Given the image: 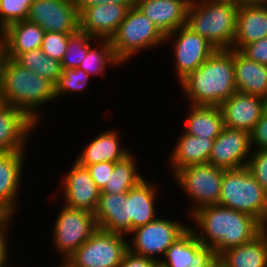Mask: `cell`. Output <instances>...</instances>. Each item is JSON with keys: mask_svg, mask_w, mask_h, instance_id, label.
I'll return each mask as SVG.
<instances>
[{"mask_svg": "<svg viewBox=\"0 0 267 267\" xmlns=\"http://www.w3.org/2000/svg\"><path fill=\"white\" fill-rule=\"evenodd\" d=\"M191 219L195 227L189 228L202 245L213 248L217 256L252 241L265 229L252 215L218 204L198 209Z\"/></svg>", "mask_w": 267, "mask_h": 267, "instance_id": "1", "label": "cell"}, {"mask_svg": "<svg viewBox=\"0 0 267 267\" xmlns=\"http://www.w3.org/2000/svg\"><path fill=\"white\" fill-rule=\"evenodd\" d=\"M179 86L190 105L220 106L237 91L234 49H217Z\"/></svg>", "mask_w": 267, "mask_h": 267, "instance_id": "2", "label": "cell"}, {"mask_svg": "<svg viewBox=\"0 0 267 267\" xmlns=\"http://www.w3.org/2000/svg\"><path fill=\"white\" fill-rule=\"evenodd\" d=\"M0 95L6 103L40 123L38 107L56 100L55 85L0 53Z\"/></svg>", "mask_w": 267, "mask_h": 267, "instance_id": "3", "label": "cell"}, {"mask_svg": "<svg viewBox=\"0 0 267 267\" xmlns=\"http://www.w3.org/2000/svg\"><path fill=\"white\" fill-rule=\"evenodd\" d=\"M238 9L231 1L191 0L186 26L217 49H233Z\"/></svg>", "mask_w": 267, "mask_h": 267, "instance_id": "4", "label": "cell"}, {"mask_svg": "<svg viewBox=\"0 0 267 267\" xmlns=\"http://www.w3.org/2000/svg\"><path fill=\"white\" fill-rule=\"evenodd\" d=\"M218 205L250 214L267 228V192L247 166L224 171Z\"/></svg>", "mask_w": 267, "mask_h": 267, "instance_id": "5", "label": "cell"}, {"mask_svg": "<svg viewBox=\"0 0 267 267\" xmlns=\"http://www.w3.org/2000/svg\"><path fill=\"white\" fill-rule=\"evenodd\" d=\"M110 43L117 58L126 64L139 52L165 45V35L134 5L111 37Z\"/></svg>", "mask_w": 267, "mask_h": 267, "instance_id": "6", "label": "cell"}, {"mask_svg": "<svg viewBox=\"0 0 267 267\" xmlns=\"http://www.w3.org/2000/svg\"><path fill=\"white\" fill-rule=\"evenodd\" d=\"M224 171L204 163L183 167L172 176L186 197L193 201L188 217L200 208L218 204Z\"/></svg>", "mask_w": 267, "mask_h": 267, "instance_id": "7", "label": "cell"}, {"mask_svg": "<svg viewBox=\"0 0 267 267\" xmlns=\"http://www.w3.org/2000/svg\"><path fill=\"white\" fill-rule=\"evenodd\" d=\"M177 220L157 218L148 224L132 230L128 235V250L136 255L148 257L160 262L167 249L188 229ZM157 256V257H156Z\"/></svg>", "mask_w": 267, "mask_h": 267, "instance_id": "8", "label": "cell"}, {"mask_svg": "<svg viewBox=\"0 0 267 267\" xmlns=\"http://www.w3.org/2000/svg\"><path fill=\"white\" fill-rule=\"evenodd\" d=\"M127 239L126 235L97 228L68 259L76 267H118L128 251Z\"/></svg>", "mask_w": 267, "mask_h": 267, "instance_id": "9", "label": "cell"}, {"mask_svg": "<svg viewBox=\"0 0 267 267\" xmlns=\"http://www.w3.org/2000/svg\"><path fill=\"white\" fill-rule=\"evenodd\" d=\"M52 233L53 247L61 258L70 257L97 229L94 214L90 211L63 204L56 215Z\"/></svg>", "mask_w": 267, "mask_h": 267, "instance_id": "10", "label": "cell"}, {"mask_svg": "<svg viewBox=\"0 0 267 267\" xmlns=\"http://www.w3.org/2000/svg\"><path fill=\"white\" fill-rule=\"evenodd\" d=\"M172 41L176 76L179 83L202 65L217 48L206 38L193 32L186 25L165 36V43ZM168 39V40H167Z\"/></svg>", "mask_w": 267, "mask_h": 267, "instance_id": "11", "label": "cell"}, {"mask_svg": "<svg viewBox=\"0 0 267 267\" xmlns=\"http://www.w3.org/2000/svg\"><path fill=\"white\" fill-rule=\"evenodd\" d=\"M27 20L45 32L75 33L80 29L75 0H34Z\"/></svg>", "mask_w": 267, "mask_h": 267, "instance_id": "12", "label": "cell"}, {"mask_svg": "<svg viewBox=\"0 0 267 267\" xmlns=\"http://www.w3.org/2000/svg\"><path fill=\"white\" fill-rule=\"evenodd\" d=\"M252 150L249 132L224 126L214 140L209 163L225 170L245 167Z\"/></svg>", "mask_w": 267, "mask_h": 267, "instance_id": "13", "label": "cell"}, {"mask_svg": "<svg viewBox=\"0 0 267 267\" xmlns=\"http://www.w3.org/2000/svg\"><path fill=\"white\" fill-rule=\"evenodd\" d=\"M60 182L59 192H63L64 205L94 213L101 190L96 186L87 167L76 161Z\"/></svg>", "mask_w": 267, "mask_h": 267, "instance_id": "14", "label": "cell"}, {"mask_svg": "<svg viewBox=\"0 0 267 267\" xmlns=\"http://www.w3.org/2000/svg\"><path fill=\"white\" fill-rule=\"evenodd\" d=\"M216 257L213 248L203 246L189 228L167 249L160 263L165 267H209Z\"/></svg>", "mask_w": 267, "mask_h": 267, "instance_id": "15", "label": "cell"}, {"mask_svg": "<svg viewBox=\"0 0 267 267\" xmlns=\"http://www.w3.org/2000/svg\"><path fill=\"white\" fill-rule=\"evenodd\" d=\"M219 107L225 127L250 133L264 115V98L236 91Z\"/></svg>", "mask_w": 267, "mask_h": 267, "instance_id": "16", "label": "cell"}, {"mask_svg": "<svg viewBox=\"0 0 267 267\" xmlns=\"http://www.w3.org/2000/svg\"><path fill=\"white\" fill-rule=\"evenodd\" d=\"M36 125L23 111L2 103L0 105V152H27L29 134L36 130Z\"/></svg>", "mask_w": 267, "mask_h": 267, "instance_id": "17", "label": "cell"}, {"mask_svg": "<svg viewBox=\"0 0 267 267\" xmlns=\"http://www.w3.org/2000/svg\"><path fill=\"white\" fill-rule=\"evenodd\" d=\"M25 151L0 152V208L13 220L18 213Z\"/></svg>", "mask_w": 267, "mask_h": 267, "instance_id": "18", "label": "cell"}, {"mask_svg": "<svg viewBox=\"0 0 267 267\" xmlns=\"http://www.w3.org/2000/svg\"><path fill=\"white\" fill-rule=\"evenodd\" d=\"M129 9L127 5L113 3L88 7L79 15L80 30L99 40H110Z\"/></svg>", "mask_w": 267, "mask_h": 267, "instance_id": "19", "label": "cell"}, {"mask_svg": "<svg viewBox=\"0 0 267 267\" xmlns=\"http://www.w3.org/2000/svg\"><path fill=\"white\" fill-rule=\"evenodd\" d=\"M191 0H135V6L166 36L186 25Z\"/></svg>", "mask_w": 267, "mask_h": 267, "instance_id": "20", "label": "cell"}, {"mask_svg": "<svg viewBox=\"0 0 267 267\" xmlns=\"http://www.w3.org/2000/svg\"><path fill=\"white\" fill-rule=\"evenodd\" d=\"M94 218L97 228L126 236L131 232L128 209V192L123 194L100 193Z\"/></svg>", "mask_w": 267, "mask_h": 267, "instance_id": "21", "label": "cell"}, {"mask_svg": "<svg viewBox=\"0 0 267 267\" xmlns=\"http://www.w3.org/2000/svg\"><path fill=\"white\" fill-rule=\"evenodd\" d=\"M44 34L45 30L31 21L13 23L0 32V53L14 59L19 53L40 49Z\"/></svg>", "mask_w": 267, "mask_h": 267, "instance_id": "22", "label": "cell"}, {"mask_svg": "<svg viewBox=\"0 0 267 267\" xmlns=\"http://www.w3.org/2000/svg\"><path fill=\"white\" fill-rule=\"evenodd\" d=\"M118 130L110 129L98 133L91 142L86 144L75 161L82 167L102 162H118L128 156L131 151L121 145Z\"/></svg>", "mask_w": 267, "mask_h": 267, "instance_id": "23", "label": "cell"}, {"mask_svg": "<svg viewBox=\"0 0 267 267\" xmlns=\"http://www.w3.org/2000/svg\"><path fill=\"white\" fill-rule=\"evenodd\" d=\"M267 37V4L239 6L233 49Z\"/></svg>", "mask_w": 267, "mask_h": 267, "instance_id": "24", "label": "cell"}, {"mask_svg": "<svg viewBox=\"0 0 267 267\" xmlns=\"http://www.w3.org/2000/svg\"><path fill=\"white\" fill-rule=\"evenodd\" d=\"M214 140L215 138H199L182 132L169 159L172 176L183 167L209 163Z\"/></svg>", "mask_w": 267, "mask_h": 267, "instance_id": "25", "label": "cell"}, {"mask_svg": "<svg viewBox=\"0 0 267 267\" xmlns=\"http://www.w3.org/2000/svg\"><path fill=\"white\" fill-rule=\"evenodd\" d=\"M234 75L237 91L267 98V65L252 61L234 49Z\"/></svg>", "mask_w": 267, "mask_h": 267, "instance_id": "26", "label": "cell"}, {"mask_svg": "<svg viewBox=\"0 0 267 267\" xmlns=\"http://www.w3.org/2000/svg\"><path fill=\"white\" fill-rule=\"evenodd\" d=\"M157 185L142 180L128 191V209L131 217V231L154 221L158 217L155 201L157 200Z\"/></svg>", "mask_w": 267, "mask_h": 267, "instance_id": "27", "label": "cell"}, {"mask_svg": "<svg viewBox=\"0 0 267 267\" xmlns=\"http://www.w3.org/2000/svg\"><path fill=\"white\" fill-rule=\"evenodd\" d=\"M184 132L199 138H216L224 127L219 106H193L188 108Z\"/></svg>", "mask_w": 267, "mask_h": 267, "instance_id": "28", "label": "cell"}, {"mask_svg": "<svg viewBox=\"0 0 267 267\" xmlns=\"http://www.w3.org/2000/svg\"><path fill=\"white\" fill-rule=\"evenodd\" d=\"M219 257L228 267H267V228L252 241L227 249Z\"/></svg>", "mask_w": 267, "mask_h": 267, "instance_id": "29", "label": "cell"}, {"mask_svg": "<svg viewBox=\"0 0 267 267\" xmlns=\"http://www.w3.org/2000/svg\"><path fill=\"white\" fill-rule=\"evenodd\" d=\"M136 160L130 153L123 160L115 162L109 181L100 193L123 194L137 186L145 178L138 172Z\"/></svg>", "mask_w": 267, "mask_h": 267, "instance_id": "30", "label": "cell"}, {"mask_svg": "<svg viewBox=\"0 0 267 267\" xmlns=\"http://www.w3.org/2000/svg\"><path fill=\"white\" fill-rule=\"evenodd\" d=\"M13 60L54 85L63 71L61 62L50 58L41 49L19 53Z\"/></svg>", "mask_w": 267, "mask_h": 267, "instance_id": "31", "label": "cell"}, {"mask_svg": "<svg viewBox=\"0 0 267 267\" xmlns=\"http://www.w3.org/2000/svg\"><path fill=\"white\" fill-rule=\"evenodd\" d=\"M96 44V47L88 50L79 68L89 76L101 74L102 77H105L104 73L109 65L119 67L123 63L117 58L110 40H98Z\"/></svg>", "mask_w": 267, "mask_h": 267, "instance_id": "32", "label": "cell"}, {"mask_svg": "<svg viewBox=\"0 0 267 267\" xmlns=\"http://www.w3.org/2000/svg\"><path fill=\"white\" fill-rule=\"evenodd\" d=\"M98 40L80 29L71 34L64 58L61 61L62 68H78L88 50L92 47L90 42L96 43Z\"/></svg>", "mask_w": 267, "mask_h": 267, "instance_id": "33", "label": "cell"}, {"mask_svg": "<svg viewBox=\"0 0 267 267\" xmlns=\"http://www.w3.org/2000/svg\"><path fill=\"white\" fill-rule=\"evenodd\" d=\"M89 78H91L82 69L78 68H63L62 74L59 76L57 83L55 84V96L57 98L63 97L67 94L87 93L89 84Z\"/></svg>", "mask_w": 267, "mask_h": 267, "instance_id": "34", "label": "cell"}, {"mask_svg": "<svg viewBox=\"0 0 267 267\" xmlns=\"http://www.w3.org/2000/svg\"><path fill=\"white\" fill-rule=\"evenodd\" d=\"M34 0H0V32L7 26L27 20Z\"/></svg>", "mask_w": 267, "mask_h": 267, "instance_id": "35", "label": "cell"}, {"mask_svg": "<svg viewBox=\"0 0 267 267\" xmlns=\"http://www.w3.org/2000/svg\"><path fill=\"white\" fill-rule=\"evenodd\" d=\"M71 34L73 33L45 32L40 49L50 58L61 62Z\"/></svg>", "mask_w": 267, "mask_h": 267, "instance_id": "36", "label": "cell"}, {"mask_svg": "<svg viewBox=\"0 0 267 267\" xmlns=\"http://www.w3.org/2000/svg\"><path fill=\"white\" fill-rule=\"evenodd\" d=\"M247 167L267 192V149H253Z\"/></svg>", "mask_w": 267, "mask_h": 267, "instance_id": "37", "label": "cell"}, {"mask_svg": "<svg viewBox=\"0 0 267 267\" xmlns=\"http://www.w3.org/2000/svg\"><path fill=\"white\" fill-rule=\"evenodd\" d=\"M240 52L252 61L267 65V37L245 45Z\"/></svg>", "mask_w": 267, "mask_h": 267, "instance_id": "38", "label": "cell"}, {"mask_svg": "<svg viewBox=\"0 0 267 267\" xmlns=\"http://www.w3.org/2000/svg\"><path fill=\"white\" fill-rule=\"evenodd\" d=\"M114 164L115 163L112 162H102L87 166L92 179L100 190H102L104 186H106V182L109 181L110 175L114 169Z\"/></svg>", "mask_w": 267, "mask_h": 267, "instance_id": "39", "label": "cell"}, {"mask_svg": "<svg viewBox=\"0 0 267 267\" xmlns=\"http://www.w3.org/2000/svg\"><path fill=\"white\" fill-rule=\"evenodd\" d=\"M252 149H267V116L263 115L250 132Z\"/></svg>", "mask_w": 267, "mask_h": 267, "instance_id": "40", "label": "cell"}, {"mask_svg": "<svg viewBox=\"0 0 267 267\" xmlns=\"http://www.w3.org/2000/svg\"><path fill=\"white\" fill-rule=\"evenodd\" d=\"M157 263L154 259L133 254L128 250L118 267H155Z\"/></svg>", "mask_w": 267, "mask_h": 267, "instance_id": "41", "label": "cell"}, {"mask_svg": "<svg viewBox=\"0 0 267 267\" xmlns=\"http://www.w3.org/2000/svg\"><path fill=\"white\" fill-rule=\"evenodd\" d=\"M123 4L129 8L135 5V0H75L79 15L88 7L96 6L99 4Z\"/></svg>", "mask_w": 267, "mask_h": 267, "instance_id": "42", "label": "cell"}, {"mask_svg": "<svg viewBox=\"0 0 267 267\" xmlns=\"http://www.w3.org/2000/svg\"><path fill=\"white\" fill-rule=\"evenodd\" d=\"M11 228V223L9 224V228L8 226L0 232V267H7L8 262H9V256H10V250H9V238H7L8 236V230H10Z\"/></svg>", "mask_w": 267, "mask_h": 267, "instance_id": "43", "label": "cell"}, {"mask_svg": "<svg viewBox=\"0 0 267 267\" xmlns=\"http://www.w3.org/2000/svg\"><path fill=\"white\" fill-rule=\"evenodd\" d=\"M12 220L13 219L2 208H0V232L9 226Z\"/></svg>", "mask_w": 267, "mask_h": 267, "instance_id": "44", "label": "cell"}, {"mask_svg": "<svg viewBox=\"0 0 267 267\" xmlns=\"http://www.w3.org/2000/svg\"><path fill=\"white\" fill-rule=\"evenodd\" d=\"M267 4V0H238V6Z\"/></svg>", "mask_w": 267, "mask_h": 267, "instance_id": "45", "label": "cell"}, {"mask_svg": "<svg viewBox=\"0 0 267 267\" xmlns=\"http://www.w3.org/2000/svg\"><path fill=\"white\" fill-rule=\"evenodd\" d=\"M210 267H228L223 260L217 256L215 260L210 264Z\"/></svg>", "mask_w": 267, "mask_h": 267, "instance_id": "46", "label": "cell"}, {"mask_svg": "<svg viewBox=\"0 0 267 267\" xmlns=\"http://www.w3.org/2000/svg\"><path fill=\"white\" fill-rule=\"evenodd\" d=\"M61 260L62 262L57 267H76L68 258H62Z\"/></svg>", "mask_w": 267, "mask_h": 267, "instance_id": "47", "label": "cell"}, {"mask_svg": "<svg viewBox=\"0 0 267 267\" xmlns=\"http://www.w3.org/2000/svg\"><path fill=\"white\" fill-rule=\"evenodd\" d=\"M264 115L267 116V98H264Z\"/></svg>", "mask_w": 267, "mask_h": 267, "instance_id": "48", "label": "cell"}, {"mask_svg": "<svg viewBox=\"0 0 267 267\" xmlns=\"http://www.w3.org/2000/svg\"><path fill=\"white\" fill-rule=\"evenodd\" d=\"M213 1H231L238 5V0H213Z\"/></svg>", "mask_w": 267, "mask_h": 267, "instance_id": "49", "label": "cell"}, {"mask_svg": "<svg viewBox=\"0 0 267 267\" xmlns=\"http://www.w3.org/2000/svg\"><path fill=\"white\" fill-rule=\"evenodd\" d=\"M155 267H165V266H163L160 262H158Z\"/></svg>", "mask_w": 267, "mask_h": 267, "instance_id": "50", "label": "cell"}]
</instances>
